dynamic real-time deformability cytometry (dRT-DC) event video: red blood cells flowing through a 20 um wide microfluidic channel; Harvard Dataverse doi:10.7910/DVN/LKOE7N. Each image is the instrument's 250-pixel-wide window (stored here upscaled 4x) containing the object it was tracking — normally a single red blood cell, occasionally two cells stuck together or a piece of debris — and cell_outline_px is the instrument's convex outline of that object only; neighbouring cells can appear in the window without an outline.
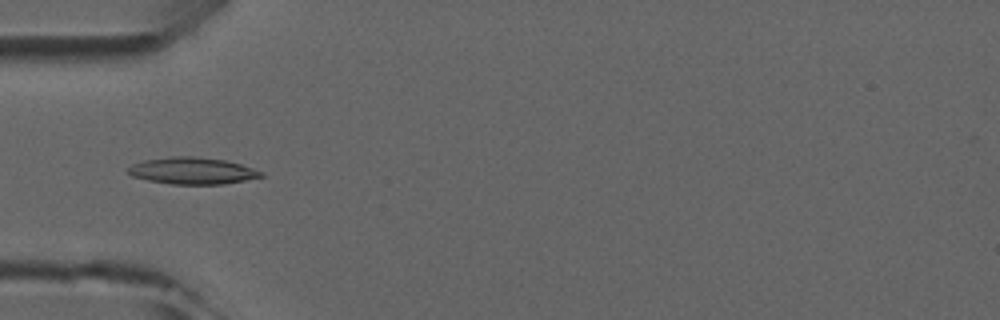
{"species": "common noctule bat (a hibernating species)", "species_latin": "Nyctalus noctula", "temperature_condition": "room temperature", "stored_images_in_passage": 5, "camera_frame_rate_fps": 3000, "um_per_image_px": 0.085, "animal": {"sex": "male", "forearm_length_mm": 52.5}, "frame": {"image": 1, "passage_image": 5, "time_ms": 4.333, "image_size_px": [1000, 320], "cell_outline_px": [[264, 176], [224, 184], [172, 184], [148, 180], [132, 176], [128, 172], [128, 168], [132, 164], [144, 160], [172, 156], [196, 156], [224, 160], [240, 164], [264, 172]], "centroid_in_image_um": [16.35, 14.51], "position_along_channel_um": 68.7, "area_um2": 20.63}}